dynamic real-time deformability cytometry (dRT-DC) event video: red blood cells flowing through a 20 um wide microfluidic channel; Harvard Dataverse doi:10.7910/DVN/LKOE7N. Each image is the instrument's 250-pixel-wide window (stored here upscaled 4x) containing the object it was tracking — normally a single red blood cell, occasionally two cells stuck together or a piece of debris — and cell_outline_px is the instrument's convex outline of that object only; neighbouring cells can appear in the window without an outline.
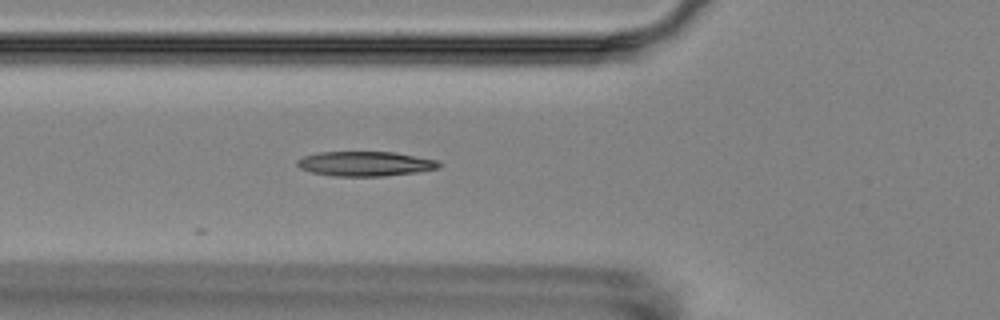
{"species": "Egyptian fruit bat (a non-hibernating species)", "species_latin": "Rousettus aegyptiacus", "temperature_condition": "room temperature", "stored_images_in_passage": 2, "camera_frame_rate_fps": 3000, "um_per_image_px": 0.085, "animal": {"sex": "female"}, "frame": {"image": 1, "passage_image": 2, "time_ms": 1.333, "image_size_px": [1000, 320], "cell_outline_px": [[444, 164], [440, 168], [416, 172], [384, 176], [332, 176], [312, 172], [300, 168], [296, 164], [296, 160], [304, 156], [320, 152], [396, 152], [436, 160]], "centroid_in_image_um": [31.07, 13.92], "position_along_channel_um": 94.7, "area_um2": 20.46}}